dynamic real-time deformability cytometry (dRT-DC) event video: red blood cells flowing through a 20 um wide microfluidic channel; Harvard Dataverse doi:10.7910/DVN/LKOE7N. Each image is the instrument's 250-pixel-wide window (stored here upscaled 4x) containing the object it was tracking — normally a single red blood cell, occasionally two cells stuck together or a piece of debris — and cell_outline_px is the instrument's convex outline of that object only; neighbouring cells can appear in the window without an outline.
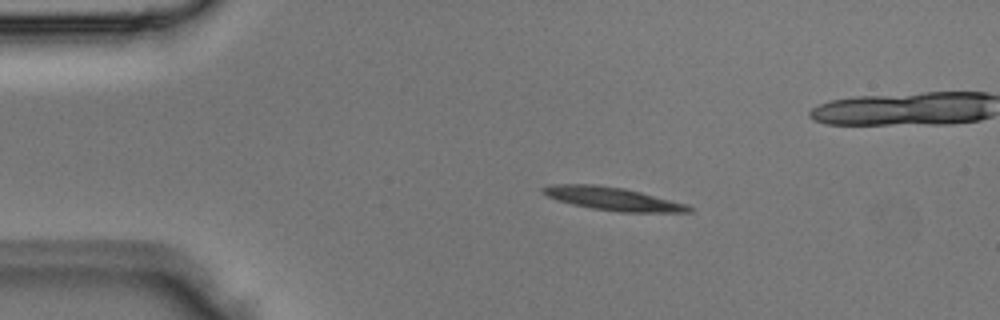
{"species": "Egyptian fruit bat (a non-hibernating species)", "species_latin": "Rousettus aegyptiacus", "temperature_condition": "room temperature", "stored_images_in_passage": 5, "camera_frame_rate_fps": 3000, "um_per_image_px": 0.085, "animal": {"sex": "male"}, "frame": {"image": 1, "passage_image": 3, "time_ms": 0.667, "image_size_px": [1000, 320], "cell_outline_px": [[692, 212], [624, 212], [592, 208], [572, 204], [556, 200], [548, 196], [540, 188], [552, 184], [596, 184], [624, 188], [688, 204], [692, 208]], "centroid_in_image_um": [52.09, 16.89], "position_along_channel_um": 32.9, "area_um2": 19.54}}
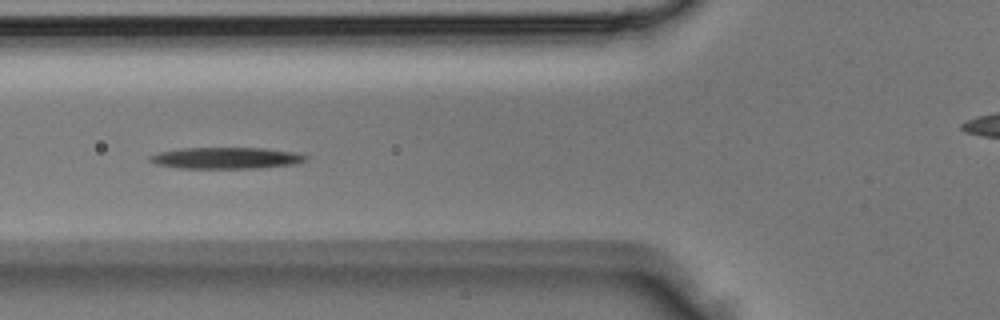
{"frame": {"image": 2, "passage_image": 5, "time_ms": 1.333, "image_size_px": [1000, 320], "cell_outline_px": [[308, 156], [304, 160], [292, 164], [256, 168], [180, 168], [156, 164], [148, 160], [148, 156], [160, 152], [180, 148], [264, 148], [292, 152]], "centroid_in_image_um": [19.14, 13.43], "position_along_channel_um": 106.7, "area_um2": 19.19}}